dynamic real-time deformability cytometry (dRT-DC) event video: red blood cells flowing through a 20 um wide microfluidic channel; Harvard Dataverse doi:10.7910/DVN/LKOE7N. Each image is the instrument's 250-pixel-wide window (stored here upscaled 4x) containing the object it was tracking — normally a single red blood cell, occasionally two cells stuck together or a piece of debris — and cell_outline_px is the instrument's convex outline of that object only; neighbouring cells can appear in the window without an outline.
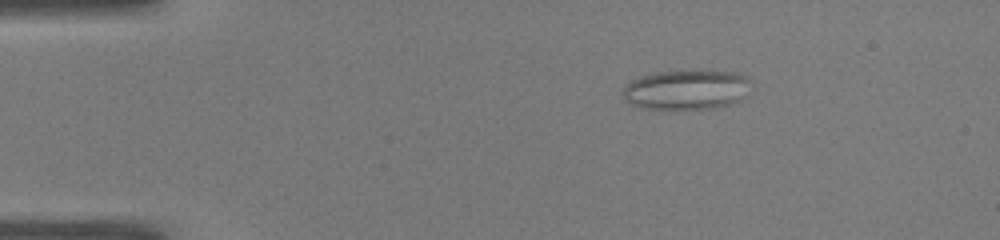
{"species": "common noctule bat (a hibernating species)", "species_latin": "Nyctalus noctula", "temperature_condition": "warm", "stored_images_in_passage": 42, "camera_frame_rate_fps": 3000, "um_per_image_px": 0.085, "animal": {"sex": "male", "body_mass_g": 19.0, "forearm_length_mm": 50.8}, "frame": {"image": 1, "passage_image": 1, "time_ms": 0.0, "image_size_px": [1000, 240], "cell_outline_px": [[752, 80], [748, 96], [744, 100], [728, 104], [708, 108], [644, 108], [632, 104], [624, 100], [624, 88], [632, 80], [640, 76], [656, 72], [736, 72], [748, 76]], "centroid_in_image_um": [58.43, 7.63], "position_along_channel_um": 26.6, "area_um2": 29.3}}
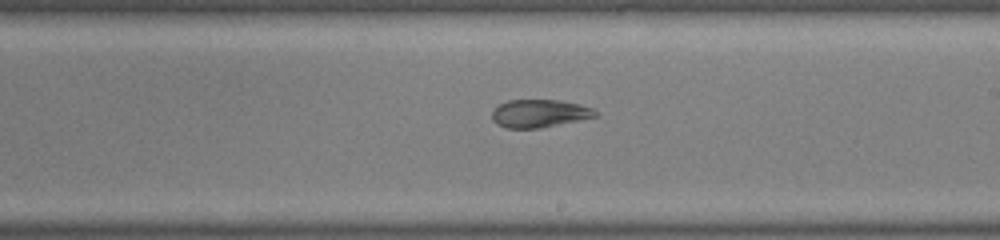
{"frame": {"image": 2, "passage_image": 22, "time_ms": 7.0, "image_size_px": [1000, 240], "cell_outline_px": [[596, 116], [540, 128], [508, 128], [496, 124], [492, 120], [492, 112], [500, 104], [508, 100], [560, 100], [580, 104], [592, 108], [596, 112]], "centroid_in_image_um": [45.82, 9.64], "position_along_channel_um": 243.2, "area_um2": 16.59}}
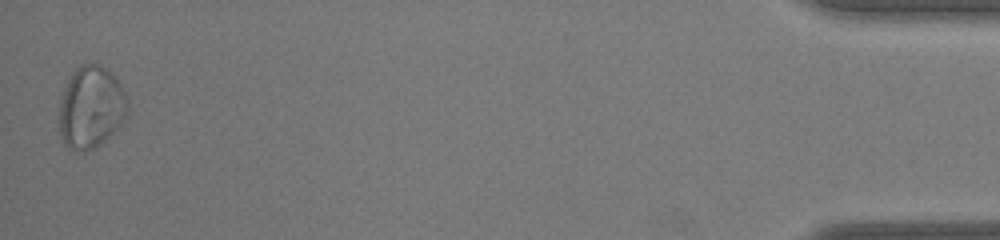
{"frame": {"image": 3, "passage_image": 42, "time_ms": 13.667, "image_size_px": [1000, 240], "cell_outline_px": [[128, 112], [120, 124], [100, 144], [84, 152], [72, 148], [64, 144], [60, 132], [60, 104], [64, 88], [72, 72], [80, 64], [100, 64], [112, 72], [120, 84], [124, 92], [128, 104]], "centroid_in_image_um": [7.74, 9.08], "position_along_channel_um": 427.5, "area_um2": 32.37}, "authors_computed_cell_mechanics": {"area_um2": 22.2241, "velocity_mm_per_s": 4.0653, "shape_relaxation_time_tau1_ms": null, "shape_relaxation_time_tau2_ms": 2.1988, "deformation_change_tau1": null, "deformation_change_tau2": 0.0744}}